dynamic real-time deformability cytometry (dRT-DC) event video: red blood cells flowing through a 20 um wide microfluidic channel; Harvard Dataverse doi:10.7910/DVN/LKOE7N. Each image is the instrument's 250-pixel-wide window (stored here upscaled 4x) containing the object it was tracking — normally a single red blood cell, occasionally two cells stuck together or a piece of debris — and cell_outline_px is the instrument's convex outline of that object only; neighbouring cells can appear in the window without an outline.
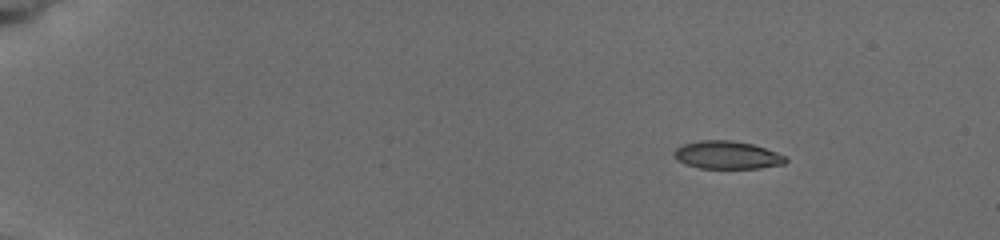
{"species": "common noctule bat (a hibernating species)", "species_latin": "Nyctalus noctula", "temperature_condition": "cold", "stored_images_in_passage": 11, "camera_frame_rate_fps": 3000, "um_per_image_px": 0.085, "animal": {"sex": "female", "body_mass_g": 19.5, "forearm_length_mm": 54.1}, "frame": {"image": 1, "passage_image": 2, "time_ms": 1.0, "image_size_px": [1000, 240], "cell_outline_px": [[788, 160], [784, 164], [760, 168], [700, 168], [684, 164], [676, 160], [672, 156], [672, 152], [680, 144], [700, 140], [732, 140], [752, 144], [776, 152], [784, 156]], "centroid_in_image_um": [61.73, 13.17], "position_along_channel_um": 23.3, "area_um2": 18.32}}
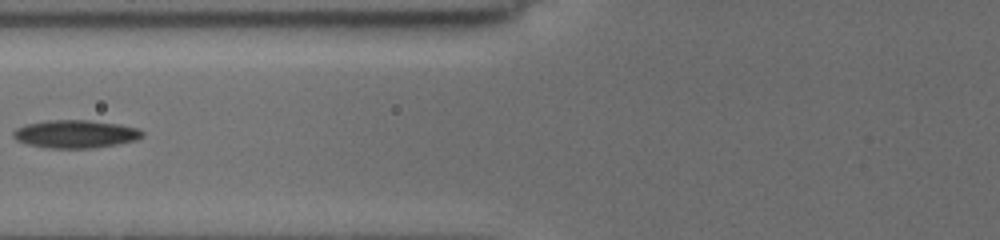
{"frame": {"image": 2, "passage_image": 8, "time_ms": 6.667, "image_size_px": [1000, 240], "cell_outline_px": [[144, 132], [136, 140], [96, 148], [44, 148], [28, 144], [16, 140], [12, 136], [12, 132], [16, 128], [28, 124], [56, 120], [84, 120], [116, 124], [136, 128]], "centroid_in_image_um": [6.37, 11.41], "position_along_channel_um": 119.4, "area_um2": 20.69}}
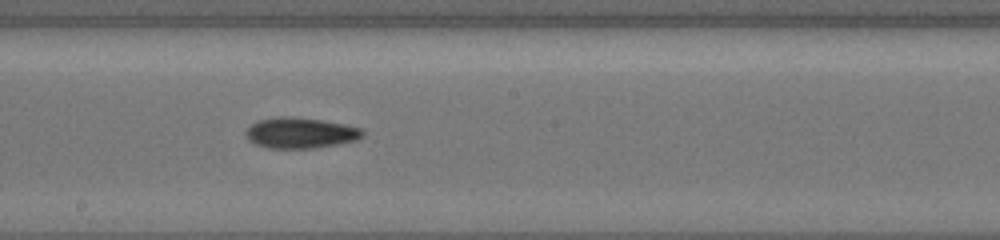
{"frame": {"image": 3, "passage_image": 11, "time_ms": 9.333, "image_size_px": [1000, 240], "cell_outline_px": [[364, 136], [356, 140], [316, 148], [268, 148], [256, 144], [248, 140], [244, 132], [252, 124], [260, 120], [288, 116], [292, 116], [320, 120], [344, 124], [360, 128], [364, 132]], "centroid_in_image_um": [25.54, 11.3], "position_along_channel_um": 222.7, "area_um2": 20.69}}